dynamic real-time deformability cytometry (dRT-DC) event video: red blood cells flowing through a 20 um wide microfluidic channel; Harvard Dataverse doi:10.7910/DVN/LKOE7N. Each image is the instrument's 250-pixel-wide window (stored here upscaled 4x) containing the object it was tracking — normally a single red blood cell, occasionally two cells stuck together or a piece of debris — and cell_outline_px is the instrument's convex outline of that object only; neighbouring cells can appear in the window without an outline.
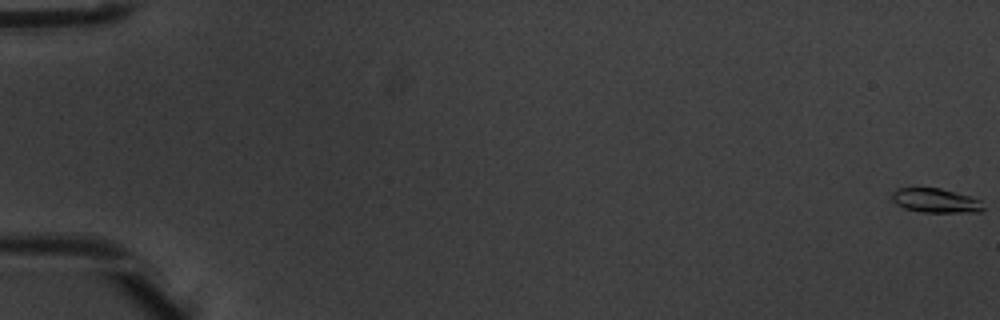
{"species": "common noctule bat (a hibernating species)", "species_latin": "Nyctalus noctula", "temperature_condition": "warm", "stored_images_in_passage": 6, "camera_frame_rate_fps": 3000, "um_per_image_px": 0.085, "animal": {"sex": "male", "body_mass_g": 20.1, "forearm_length_mm": 53.5}, "frame": {"image": 1, "passage_image": 1, "time_ms": 0.0, "image_size_px": [1000, 320], "cell_outline_px": [[984, 208], [980, 212], [920, 212], [904, 208], [896, 204], [892, 200], [892, 192], [896, 188], [940, 188], [972, 196], [980, 200]], "centroid_in_image_um": [79.52, 17.04], "position_along_channel_um": 5.5, "area_um2": 13.01}}